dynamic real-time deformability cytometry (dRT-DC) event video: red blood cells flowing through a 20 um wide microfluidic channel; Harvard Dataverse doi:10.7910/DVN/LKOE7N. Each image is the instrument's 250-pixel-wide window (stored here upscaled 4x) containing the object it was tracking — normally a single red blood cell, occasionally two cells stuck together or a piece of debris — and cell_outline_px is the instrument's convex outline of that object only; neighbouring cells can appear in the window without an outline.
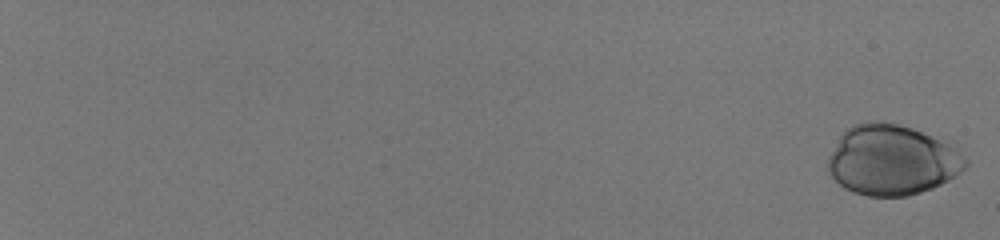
{"species": "human", "species_latin": "Homo sapiens", "temperature_condition": "room temperature", "stored_images_in_passage": 56, "camera_frame_rate_fps": 3000, "um_per_image_px": 0.085, "donor": {"sex": "male"}, "frame": {"image": 1, "passage_image": 1, "time_ms": 0.0, "image_size_px": [1000, 240], "cell_outline_px": [[968, 164], [956, 176], [932, 188], [908, 196], [868, 196], [852, 192], [844, 188], [828, 172], [828, 156], [840, 136], [852, 124], [868, 120], [884, 120], [948, 136], [956, 140], [968, 160]], "centroid_in_image_um": [75.95, 13.53], "position_along_channel_um": 9.1, "area_um2": 58.38}}
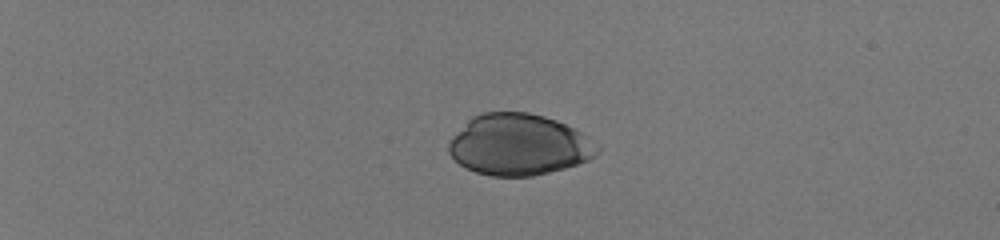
{"frame": {"image": 2, "passage_image": 17, "time_ms": 5.333, "image_size_px": [1000, 240], "cell_outline_px": [[600, 152], [588, 160], [564, 168], [532, 176], [492, 176], [476, 172], [464, 168], [448, 152], [448, 144], [452, 136], [472, 116], [480, 112], [528, 112], [544, 116], [556, 120], [576, 128], [600, 144]], "centroid_in_image_um": [44.12, 12.29], "position_along_channel_um": 40.9, "area_um2": 53.35}}